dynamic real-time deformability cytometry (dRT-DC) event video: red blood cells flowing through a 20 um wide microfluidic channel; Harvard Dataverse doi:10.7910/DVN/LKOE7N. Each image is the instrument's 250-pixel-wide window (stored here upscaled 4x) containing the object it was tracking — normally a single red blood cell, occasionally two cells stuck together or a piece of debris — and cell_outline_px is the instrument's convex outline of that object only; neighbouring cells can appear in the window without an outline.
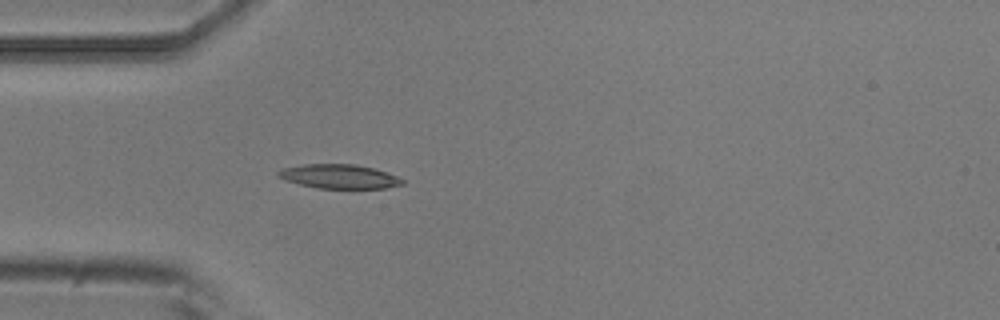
{"species": "common noctule bat (a hibernating species)", "species_latin": "Nyctalus noctula", "temperature_condition": "room temperature", "stored_images_in_passage": 5, "camera_frame_rate_fps": 3000, "um_per_image_px": 0.085, "animal": {"sex": "male", "body_mass_g": 20.5, "forearm_length_mm": 52.5}, "frame": {"image": 1, "passage_image": 5, "time_ms": 1.333, "image_size_px": [1000, 320], "cell_outline_px": [[404, 184], [384, 188], [316, 188], [284, 180], [276, 176], [276, 172], [284, 168], [304, 164], [356, 164], [372, 168], [396, 176], [404, 180]], "centroid_in_image_um": [28.79, 15.0], "position_along_channel_um": 56.2, "area_um2": 17.34}}